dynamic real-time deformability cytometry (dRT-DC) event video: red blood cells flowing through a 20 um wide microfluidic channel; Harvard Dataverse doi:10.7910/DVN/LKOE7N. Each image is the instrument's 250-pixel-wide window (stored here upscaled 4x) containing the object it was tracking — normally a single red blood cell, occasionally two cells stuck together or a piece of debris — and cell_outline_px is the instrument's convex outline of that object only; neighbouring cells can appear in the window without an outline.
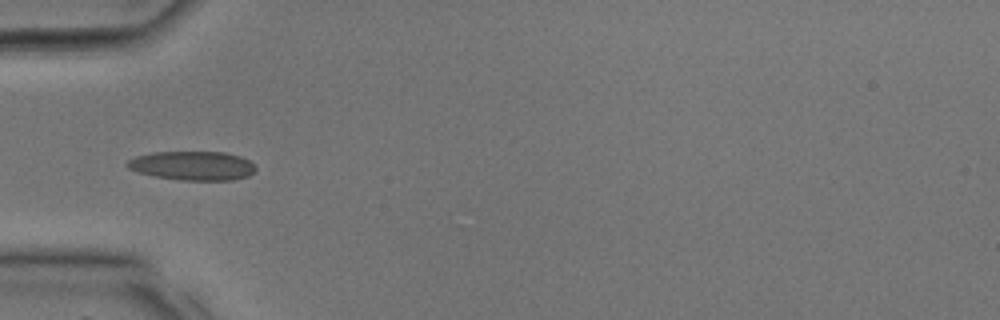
{"species": "common noctule bat (a hibernating species)", "species_latin": "Nyctalus noctula", "temperature_condition": "room temperature", "stored_images_in_passage": 22, "camera_frame_rate_fps": 3000, "um_per_image_px": 0.085, "animal": {"sex": "male", "body_mass_g": 17.9, "forearm_length_mm": 54.2}, "frame": {"image": 1, "passage_image": 1, "time_ms": 0.0, "image_size_px": [1000, 320], "cell_outline_px": [[256, 168], [248, 176], [232, 180], [180, 180], [156, 176], [136, 172], [128, 168], [124, 164], [128, 160], [136, 156], [152, 152], [224, 152], [240, 156], [248, 160]], "centroid_in_image_um": [16.32, 14.08], "position_along_channel_um": 68.7, "area_um2": 21.68}}
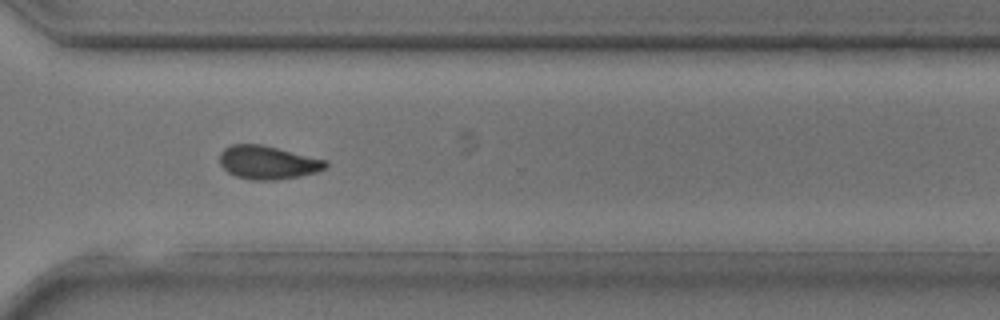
{"frame": {"image": 2, "passage_image": 14, "time_ms": 4.333, "image_size_px": [1000, 320], "cell_outline_px": [[328, 164], [324, 168], [316, 172], [300, 176], [276, 180], [252, 180], [236, 176], [228, 172], [220, 164], [220, 152], [224, 148], [232, 144], [260, 144], [328, 160]], "centroid_in_image_um": [22.75, 13.81], "position_along_channel_um": 347.8, "area_um2": 20.58}}
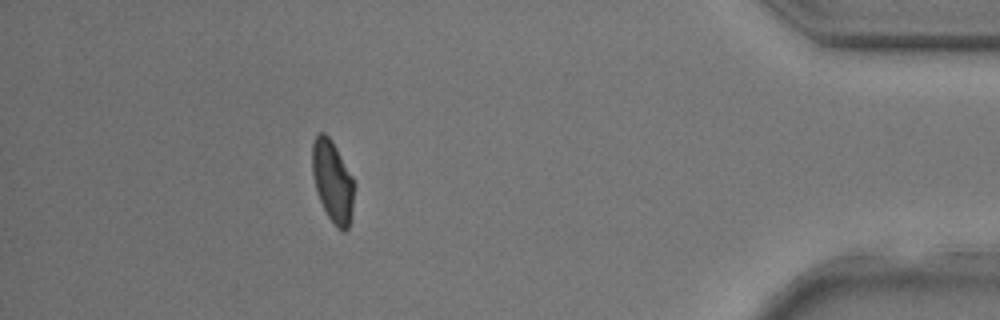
{"frame": {"image": 3, "passage_image": 19, "time_ms": 6.0, "image_size_px": [1000, 320], "cell_outline_px": [[352, 212], [348, 228], [344, 232], [336, 228], [332, 224], [316, 192], [312, 172], [312, 144], [316, 136], [320, 132], [324, 132], [332, 140], [352, 176]], "centroid_in_image_um": [28.24, 15.42], "position_along_channel_um": 407.0, "area_um2": 19.71}}